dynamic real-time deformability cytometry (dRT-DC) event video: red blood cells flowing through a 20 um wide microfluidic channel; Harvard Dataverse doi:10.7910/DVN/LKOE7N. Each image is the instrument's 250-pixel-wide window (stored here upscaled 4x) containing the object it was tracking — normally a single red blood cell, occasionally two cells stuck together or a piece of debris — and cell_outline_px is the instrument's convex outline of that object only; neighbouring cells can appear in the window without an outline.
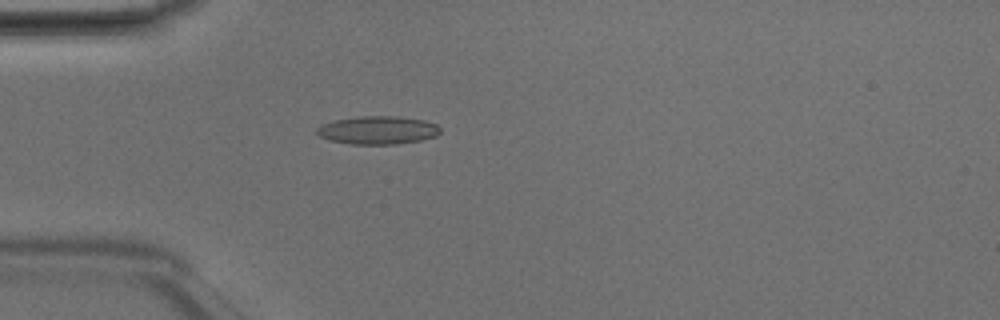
{"species": "Egyptian fruit bat (a non-hibernating species)", "species_latin": "Rousettus aegyptiacus", "temperature_condition": "room temperature", "stored_images_in_passage": 35, "camera_frame_rate_fps": 3000, "um_per_image_px": 0.085, "animal": {"sex": "male"}, "frame": {"image": 1, "passage_image": 1, "time_ms": 0.0, "image_size_px": [1000, 320], "cell_outline_px": [[440, 132], [436, 136], [420, 140], [396, 144], [352, 144], [332, 140], [320, 136], [316, 132], [316, 128], [324, 124], [336, 120], [360, 116], [396, 116], [424, 120], [436, 124], [440, 128]], "centroid_in_image_um": [32.14, 11.06], "position_along_channel_um": 52.9, "area_um2": 20.0}}
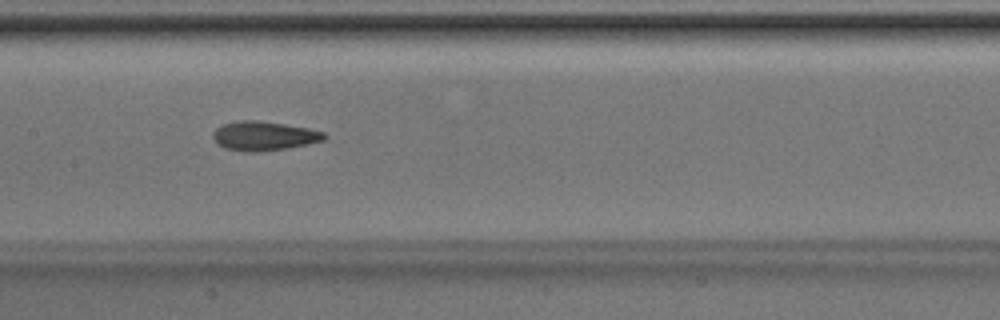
{"frame": {"image": 2, "passage_image": 11, "time_ms": 3.333, "image_size_px": [1000, 320], "cell_outline_px": [[328, 136], [324, 140], [308, 144], [288, 148], [252, 152], [244, 152], [224, 148], [212, 136], [212, 132], [216, 128], [224, 124], [240, 120], [256, 120], [284, 124], [308, 128], [324, 132]], "centroid_in_image_um": [22.45, 11.55], "position_along_channel_um": 185.0, "area_um2": 18.84}}
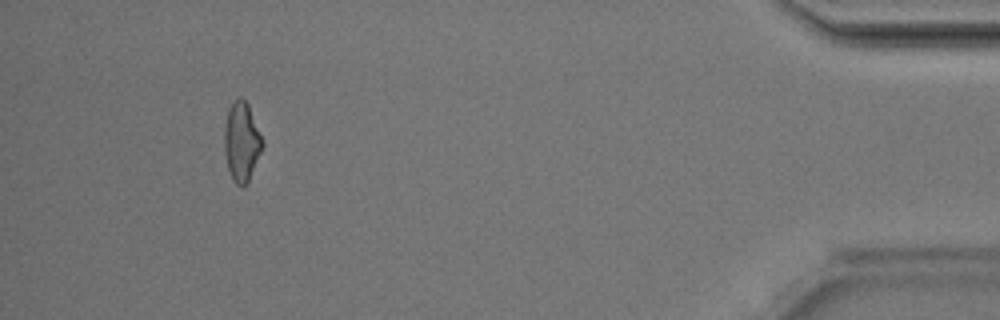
{"frame": {"image": 3, "passage_image": 32, "time_ms": 10.333, "image_size_px": [1000, 320], "cell_outline_px": [[264, 144], [248, 180], [244, 188], [240, 188], [232, 180], [228, 168], [224, 152], [224, 128], [228, 112], [232, 104], [240, 96], [248, 104], [264, 140]], "centroid_in_image_um": [20.54, 12.07], "position_along_channel_um": 414.7, "area_um2": 17.51}, "authors_computed_cell_mechanics": {"area_um2": 17.918, "velocity_mm_per_s": 4.2104, "shape_relaxation_time_tau1_ms": 5.833, "shape_relaxation_time_tau2_ms": 3.2994, "deformation_change_tau1": 0.1369, "deformation_change_tau2": 0.1165}}